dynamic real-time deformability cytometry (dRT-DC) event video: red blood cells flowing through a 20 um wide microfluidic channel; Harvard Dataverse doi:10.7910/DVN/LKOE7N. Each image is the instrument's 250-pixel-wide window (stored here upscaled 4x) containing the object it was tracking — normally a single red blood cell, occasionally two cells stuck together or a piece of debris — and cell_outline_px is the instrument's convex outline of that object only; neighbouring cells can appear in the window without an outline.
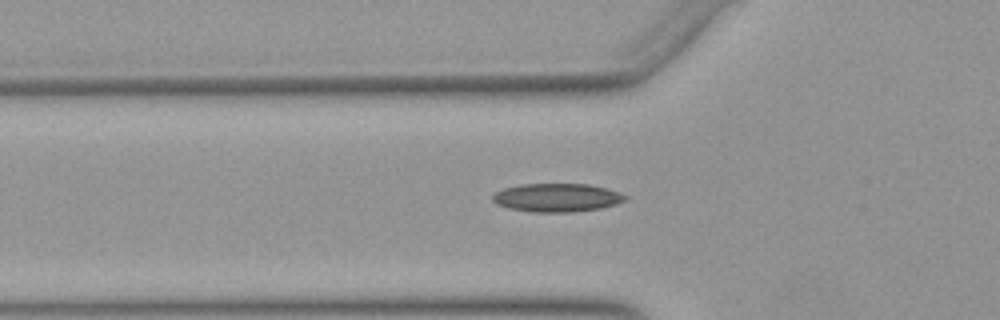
{"species": "Egyptian fruit bat (a non-hibernating species)", "species_latin": "Rousettus aegyptiacus", "temperature_condition": "warm", "stored_images_in_passage": 52, "camera_frame_rate_fps": 3000, "um_per_image_px": 0.085, "animal": {"sex": "female"}, "frame": {"image": 1, "passage_image": 18, "time_ms": 5.667, "image_size_px": [1000, 320], "cell_outline_px": [[628, 200], [616, 204], [600, 208], [572, 212], [532, 212], [508, 208], [496, 204], [492, 200], [492, 196], [496, 192], [504, 188], [520, 184], [588, 184], [608, 188], [620, 192], [628, 196]], "centroid_in_image_um": [47.36, 16.79], "position_along_channel_um": 78.4, "area_um2": 22.14}}
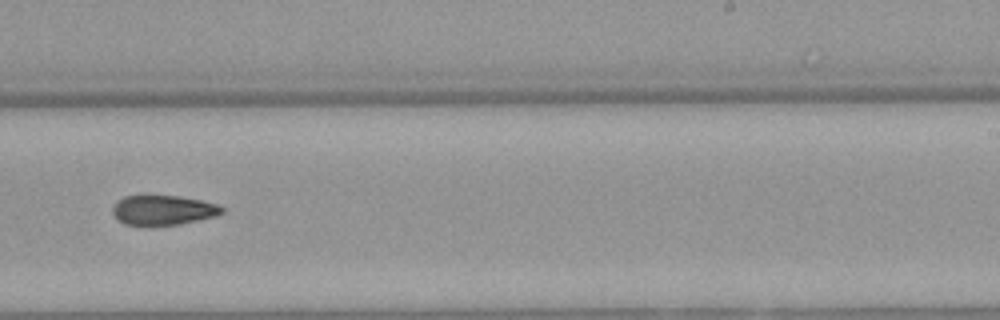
{"frame": {"image": 2, "passage_image": 33, "time_ms": 10.667, "image_size_px": [1000, 320], "cell_outline_px": [[224, 212], [216, 216], [180, 224], [152, 228], [144, 228], [124, 224], [112, 212], [112, 204], [116, 200], [124, 196], [144, 192], [148, 192], [180, 196], [220, 204], [224, 208]], "centroid_in_image_um": [13.79, 17.84], "position_along_channel_um": 275.2, "area_um2": 20.58}}
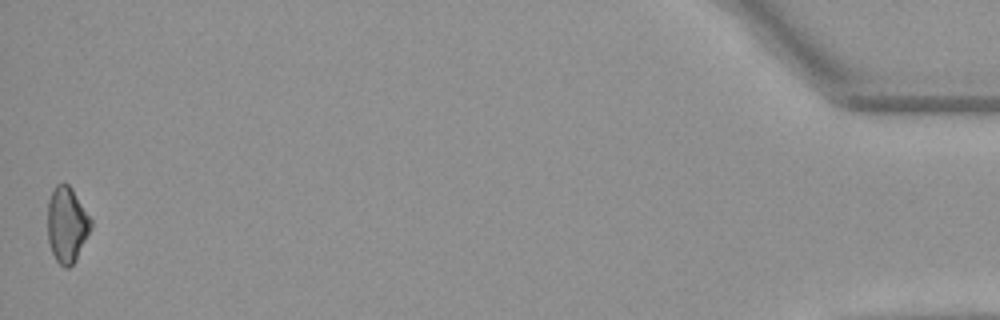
{"frame": {"image": 3, "passage_image": 52, "time_ms": 17.0, "image_size_px": [1000, 320], "cell_outline_px": [[92, 228], [76, 260], [68, 268], [64, 268], [56, 260], [52, 252], [48, 240], [48, 200], [52, 188], [56, 184], [64, 180], [72, 188], [92, 220]], "centroid_in_image_um": [5.69, 19.06], "position_along_channel_um": 429.5, "area_um2": 19.36}}